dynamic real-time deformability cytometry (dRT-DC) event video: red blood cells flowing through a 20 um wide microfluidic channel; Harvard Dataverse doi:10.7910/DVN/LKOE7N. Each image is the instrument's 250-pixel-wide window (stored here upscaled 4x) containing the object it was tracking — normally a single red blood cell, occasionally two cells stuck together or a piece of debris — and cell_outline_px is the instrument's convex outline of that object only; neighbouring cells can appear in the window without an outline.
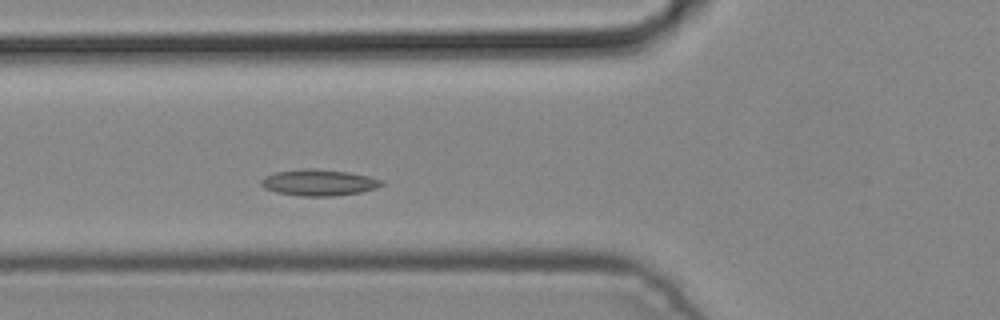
{"species": "common noctule bat (a hibernating species)", "species_latin": "Nyctalus noctula", "temperature_condition": "cold", "stored_images_in_passage": 4, "camera_frame_rate_fps": 3000, "um_per_image_px": 0.085, "animal": {"sex": "male", "body_mass_g": 19.2, "forearm_length_mm": 51.8}, "frame": {"image": 1, "passage_image": 3, "time_ms": 0.667, "image_size_px": [1000, 320], "cell_outline_px": [[384, 184], [376, 188], [360, 192], [332, 196], [300, 196], [276, 192], [264, 188], [260, 184], [260, 180], [264, 176], [276, 172], [304, 168], [316, 168], [348, 172], [368, 176], [384, 180]], "centroid_in_image_um": [27.08, 15.51], "position_along_channel_um": 98.7, "area_um2": 18.55}}